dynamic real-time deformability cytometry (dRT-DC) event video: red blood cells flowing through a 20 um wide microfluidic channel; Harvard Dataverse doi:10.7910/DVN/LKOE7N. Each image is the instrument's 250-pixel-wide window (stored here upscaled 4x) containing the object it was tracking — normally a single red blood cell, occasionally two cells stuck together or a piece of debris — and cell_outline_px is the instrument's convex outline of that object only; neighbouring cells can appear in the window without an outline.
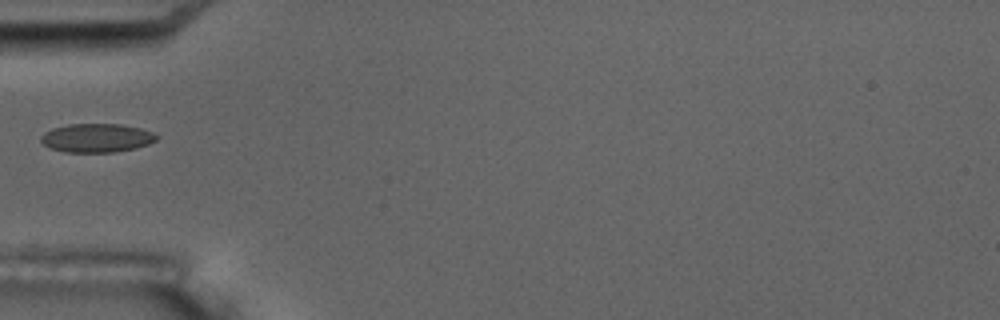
{"species": "common noctule bat (a hibernating species)", "species_latin": "Nyctalus noctula", "temperature_condition": "room temperature", "stored_images_in_passage": 15, "camera_frame_rate_fps": 3000, "um_per_image_px": 0.085, "animal": {"sex": "male", "body_mass_g": 17.5, "forearm_length_mm": 52.3}, "frame": {"image": 1, "passage_image": 5, "time_ms": 5.667, "image_size_px": [1000, 320], "cell_outline_px": [[160, 136], [156, 140], [148, 144], [136, 148], [116, 152], [64, 152], [52, 148], [44, 144], [40, 140], [40, 136], [44, 132], [52, 128], [68, 124], [120, 124], [140, 128], [152, 132]], "centroid_in_image_um": [8.22, 11.72], "position_along_channel_um": 76.8, "area_um2": 19.42}, "authors_computed_cell_mechanics": {"area_um2": 19.2474, "velocity_mm_per_s": 3.4846, "shape_relaxation_time_tau1_ms": 6.9808, "shape_relaxation_time_tau2_ms": 0.9655, "deformation_change_tau1": 0.1304, "deformation_change_tau2": 0.0649}}